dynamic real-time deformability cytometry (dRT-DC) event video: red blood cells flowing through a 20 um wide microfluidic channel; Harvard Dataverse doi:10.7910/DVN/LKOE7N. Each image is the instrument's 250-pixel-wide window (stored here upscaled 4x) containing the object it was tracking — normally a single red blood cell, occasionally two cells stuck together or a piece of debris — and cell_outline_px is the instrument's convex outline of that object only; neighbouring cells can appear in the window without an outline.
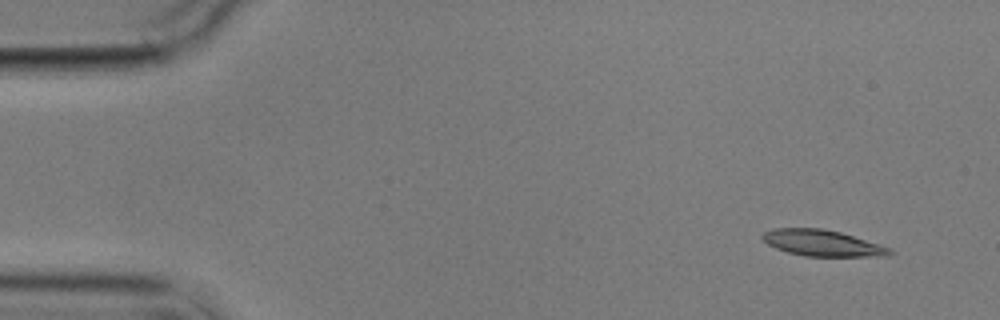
{"species": "common noctule bat (a hibernating species)", "species_latin": "Nyctalus noctula", "temperature_condition": "cold", "stored_images_in_passage": 5, "camera_frame_rate_fps": 3000, "um_per_image_px": 0.085, "animal": {"sex": "male", "body_mass_g": 17.9}, "frame": {"image": 1, "passage_image": 1, "time_ms": 0.0, "image_size_px": [1000, 320], "cell_outline_px": [[892, 252], [888, 256], [804, 256], [788, 252], [776, 248], [768, 244], [760, 236], [764, 232], [772, 228], [820, 228], [840, 232], [880, 244], [888, 248]], "centroid_in_image_um": [69.86, 20.65], "position_along_channel_um": 15.1, "area_um2": 19.25}}
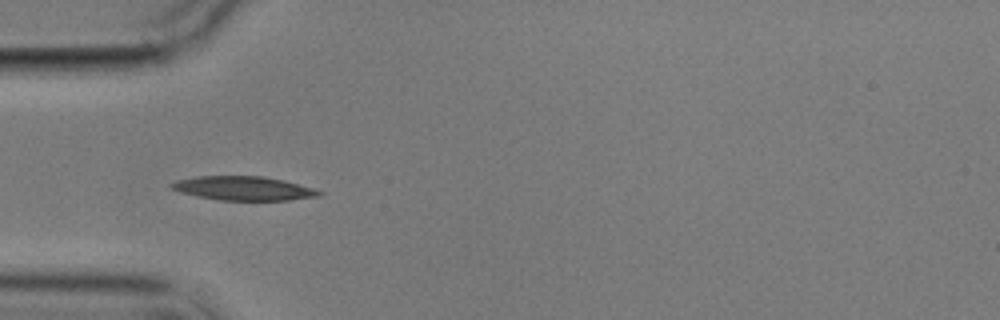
{"frame": {"image": 2, "passage_image": 4, "time_ms": 4.333, "image_size_px": [1000, 320], "cell_outline_px": [[324, 192], [320, 196], [288, 200], [220, 200], [196, 196], [180, 192], [168, 188], [168, 184], [176, 180], [196, 176], [264, 176], [284, 180], [312, 188]], "centroid_in_image_um": [20.64, 16.0], "position_along_channel_um": 64.4, "area_um2": 20.75}}
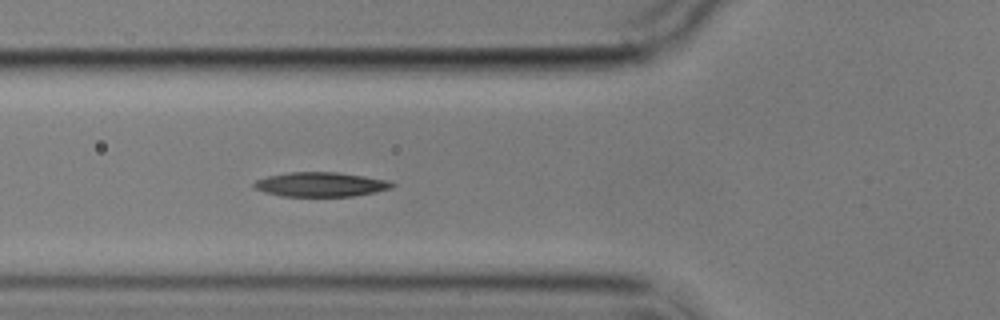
{"frame": {"image": 3, "passage_image": 5, "time_ms": 5.333, "image_size_px": [1000, 320], "cell_outline_px": [[396, 184], [392, 188], [376, 192], [352, 196], [280, 196], [264, 192], [252, 188], [252, 184], [256, 180], [268, 176], [288, 172], [336, 172], [364, 176], [388, 180]], "centroid_in_image_um": [27.24, 15.68], "position_along_channel_um": 98.6, "area_um2": 19.77}}